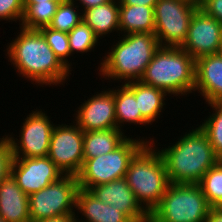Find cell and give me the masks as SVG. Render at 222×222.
<instances>
[{"mask_svg":"<svg viewBox=\"0 0 222 222\" xmlns=\"http://www.w3.org/2000/svg\"><path fill=\"white\" fill-rule=\"evenodd\" d=\"M6 50L11 65L33 85L58 86L69 79L71 70L54 54L38 29L20 26L19 35L12 39Z\"/></svg>","mask_w":222,"mask_h":222,"instance_id":"1","label":"cell"},{"mask_svg":"<svg viewBox=\"0 0 222 222\" xmlns=\"http://www.w3.org/2000/svg\"><path fill=\"white\" fill-rule=\"evenodd\" d=\"M172 145L158 151L164 160L170 183L199 184L219 159L206 133L198 126L189 129Z\"/></svg>","mask_w":222,"mask_h":222,"instance_id":"2","label":"cell"},{"mask_svg":"<svg viewBox=\"0 0 222 222\" xmlns=\"http://www.w3.org/2000/svg\"><path fill=\"white\" fill-rule=\"evenodd\" d=\"M120 38L100 61L98 76L122 84L139 81L160 47L158 40L154 33H131Z\"/></svg>","mask_w":222,"mask_h":222,"instance_id":"3","label":"cell"},{"mask_svg":"<svg viewBox=\"0 0 222 222\" xmlns=\"http://www.w3.org/2000/svg\"><path fill=\"white\" fill-rule=\"evenodd\" d=\"M139 81L169 96H187L195 88V59L181 47L160 46Z\"/></svg>","mask_w":222,"mask_h":222,"instance_id":"4","label":"cell"},{"mask_svg":"<svg viewBox=\"0 0 222 222\" xmlns=\"http://www.w3.org/2000/svg\"><path fill=\"white\" fill-rule=\"evenodd\" d=\"M153 147L152 143H146L135 154L125 176L137 203L148 215L157 207L170 184L161 153Z\"/></svg>","mask_w":222,"mask_h":222,"instance_id":"5","label":"cell"},{"mask_svg":"<svg viewBox=\"0 0 222 222\" xmlns=\"http://www.w3.org/2000/svg\"><path fill=\"white\" fill-rule=\"evenodd\" d=\"M211 209L199 184L170 183L149 222H205Z\"/></svg>","mask_w":222,"mask_h":222,"instance_id":"6","label":"cell"},{"mask_svg":"<svg viewBox=\"0 0 222 222\" xmlns=\"http://www.w3.org/2000/svg\"><path fill=\"white\" fill-rule=\"evenodd\" d=\"M146 143L156 145L153 138L148 141L146 138L127 137L113 151L91 159H84L82 168L76 175L79 188L89 191L97 185L124 178L130 161Z\"/></svg>","mask_w":222,"mask_h":222,"instance_id":"7","label":"cell"},{"mask_svg":"<svg viewBox=\"0 0 222 222\" xmlns=\"http://www.w3.org/2000/svg\"><path fill=\"white\" fill-rule=\"evenodd\" d=\"M77 177L64 175L58 181L29 195L31 222L76 215Z\"/></svg>","mask_w":222,"mask_h":222,"instance_id":"8","label":"cell"},{"mask_svg":"<svg viewBox=\"0 0 222 222\" xmlns=\"http://www.w3.org/2000/svg\"><path fill=\"white\" fill-rule=\"evenodd\" d=\"M198 2L158 0L154 6L155 36L160 46L181 47L187 39Z\"/></svg>","mask_w":222,"mask_h":222,"instance_id":"9","label":"cell"},{"mask_svg":"<svg viewBox=\"0 0 222 222\" xmlns=\"http://www.w3.org/2000/svg\"><path fill=\"white\" fill-rule=\"evenodd\" d=\"M56 124L50 137L48 157L64 175L76 176L84 162V131L74 122Z\"/></svg>","mask_w":222,"mask_h":222,"instance_id":"10","label":"cell"},{"mask_svg":"<svg viewBox=\"0 0 222 222\" xmlns=\"http://www.w3.org/2000/svg\"><path fill=\"white\" fill-rule=\"evenodd\" d=\"M49 116L41 109L32 111L24 119L17 138L6 135L11 142L14 157L32 158L48 155L50 137L54 128Z\"/></svg>","mask_w":222,"mask_h":222,"instance_id":"11","label":"cell"},{"mask_svg":"<svg viewBox=\"0 0 222 222\" xmlns=\"http://www.w3.org/2000/svg\"><path fill=\"white\" fill-rule=\"evenodd\" d=\"M11 175L28 196L58 181L63 172L48 157H14Z\"/></svg>","mask_w":222,"mask_h":222,"instance_id":"12","label":"cell"},{"mask_svg":"<svg viewBox=\"0 0 222 222\" xmlns=\"http://www.w3.org/2000/svg\"><path fill=\"white\" fill-rule=\"evenodd\" d=\"M221 36L222 24L198 8L192 16L187 39L181 48L196 60L219 53Z\"/></svg>","mask_w":222,"mask_h":222,"instance_id":"13","label":"cell"},{"mask_svg":"<svg viewBox=\"0 0 222 222\" xmlns=\"http://www.w3.org/2000/svg\"><path fill=\"white\" fill-rule=\"evenodd\" d=\"M108 90V91H107ZM97 92L79 106L75 123L84 131H99L117 128L114 89Z\"/></svg>","mask_w":222,"mask_h":222,"instance_id":"14","label":"cell"},{"mask_svg":"<svg viewBox=\"0 0 222 222\" xmlns=\"http://www.w3.org/2000/svg\"><path fill=\"white\" fill-rule=\"evenodd\" d=\"M89 192L101 202L122 211L133 222H149V215L137 203L125 177L92 187Z\"/></svg>","mask_w":222,"mask_h":222,"instance_id":"15","label":"cell"},{"mask_svg":"<svg viewBox=\"0 0 222 222\" xmlns=\"http://www.w3.org/2000/svg\"><path fill=\"white\" fill-rule=\"evenodd\" d=\"M196 91L206 104L222 102V56L219 53L195 60L194 93Z\"/></svg>","mask_w":222,"mask_h":222,"instance_id":"16","label":"cell"},{"mask_svg":"<svg viewBox=\"0 0 222 222\" xmlns=\"http://www.w3.org/2000/svg\"><path fill=\"white\" fill-rule=\"evenodd\" d=\"M0 216L6 222H31L29 197L10 175L0 184Z\"/></svg>","mask_w":222,"mask_h":222,"instance_id":"17","label":"cell"},{"mask_svg":"<svg viewBox=\"0 0 222 222\" xmlns=\"http://www.w3.org/2000/svg\"><path fill=\"white\" fill-rule=\"evenodd\" d=\"M76 210L84 216L83 220L76 215V222H133L122 211L101 202L88 190L81 188L78 189L76 196Z\"/></svg>","mask_w":222,"mask_h":222,"instance_id":"18","label":"cell"},{"mask_svg":"<svg viewBox=\"0 0 222 222\" xmlns=\"http://www.w3.org/2000/svg\"><path fill=\"white\" fill-rule=\"evenodd\" d=\"M119 34L155 33L154 6L119 5Z\"/></svg>","mask_w":222,"mask_h":222,"instance_id":"19","label":"cell"},{"mask_svg":"<svg viewBox=\"0 0 222 222\" xmlns=\"http://www.w3.org/2000/svg\"><path fill=\"white\" fill-rule=\"evenodd\" d=\"M82 13V20L93 30L98 39L119 31V0L88 8Z\"/></svg>","mask_w":222,"mask_h":222,"instance_id":"20","label":"cell"},{"mask_svg":"<svg viewBox=\"0 0 222 222\" xmlns=\"http://www.w3.org/2000/svg\"><path fill=\"white\" fill-rule=\"evenodd\" d=\"M135 95L141 115L151 124L160 117L164 109L166 96L164 90L145 85L140 81L125 84Z\"/></svg>","mask_w":222,"mask_h":222,"instance_id":"21","label":"cell"},{"mask_svg":"<svg viewBox=\"0 0 222 222\" xmlns=\"http://www.w3.org/2000/svg\"><path fill=\"white\" fill-rule=\"evenodd\" d=\"M124 134L117 128L84 132V159H91L113 151L127 138Z\"/></svg>","mask_w":222,"mask_h":222,"instance_id":"22","label":"cell"},{"mask_svg":"<svg viewBox=\"0 0 222 222\" xmlns=\"http://www.w3.org/2000/svg\"><path fill=\"white\" fill-rule=\"evenodd\" d=\"M114 102L117 129L120 131H124L121 128L127 123L145 126L146 124L150 125L141 115L134 93L125 84L114 89Z\"/></svg>","mask_w":222,"mask_h":222,"instance_id":"23","label":"cell"},{"mask_svg":"<svg viewBox=\"0 0 222 222\" xmlns=\"http://www.w3.org/2000/svg\"><path fill=\"white\" fill-rule=\"evenodd\" d=\"M23 5L24 15L19 25L27 29L39 30L49 26L59 3L48 1V3H23Z\"/></svg>","mask_w":222,"mask_h":222,"instance_id":"24","label":"cell"},{"mask_svg":"<svg viewBox=\"0 0 222 222\" xmlns=\"http://www.w3.org/2000/svg\"><path fill=\"white\" fill-rule=\"evenodd\" d=\"M212 107L213 113L203 120L199 127L206 133L213 151L219 160H222V102L208 104Z\"/></svg>","mask_w":222,"mask_h":222,"instance_id":"25","label":"cell"},{"mask_svg":"<svg viewBox=\"0 0 222 222\" xmlns=\"http://www.w3.org/2000/svg\"><path fill=\"white\" fill-rule=\"evenodd\" d=\"M212 208H222V160H219L199 182Z\"/></svg>","mask_w":222,"mask_h":222,"instance_id":"26","label":"cell"},{"mask_svg":"<svg viewBox=\"0 0 222 222\" xmlns=\"http://www.w3.org/2000/svg\"><path fill=\"white\" fill-rule=\"evenodd\" d=\"M78 7V3L76 5L72 0L59 3L57 11L48 27L69 33L82 21L83 13H80L82 11H79Z\"/></svg>","mask_w":222,"mask_h":222,"instance_id":"27","label":"cell"},{"mask_svg":"<svg viewBox=\"0 0 222 222\" xmlns=\"http://www.w3.org/2000/svg\"><path fill=\"white\" fill-rule=\"evenodd\" d=\"M68 38L71 56L74 52L83 54L94 51L99 43L93 30L83 20L68 33Z\"/></svg>","mask_w":222,"mask_h":222,"instance_id":"28","label":"cell"},{"mask_svg":"<svg viewBox=\"0 0 222 222\" xmlns=\"http://www.w3.org/2000/svg\"><path fill=\"white\" fill-rule=\"evenodd\" d=\"M39 30L44 36L49 47L53 50L54 54L67 68L71 69L72 71V63L67 59V57L70 58L71 56L68 33L49 27H43Z\"/></svg>","mask_w":222,"mask_h":222,"instance_id":"29","label":"cell"},{"mask_svg":"<svg viewBox=\"0 0 222 222\" xmlns=\"http://www.w3.org/2000/svg\"><path fill=\"white\" fill-rule=\"evenodd\" d=\"M14 155L10 140L3 136L0 138V184L11 175Z\"/></svg>","mask_w":222,"mask_h":222,"instance_id":"30","label":"cell"},{"mask_svg":"<svg viewBox=\"0 0 222 222\" xmlns=\"http://www.w3.org/2000/svg\"><path fill=\"white\" fill-rule=\"evenodd\" d=\"M24 15L23 0H0V21H22Z\"/></svg>","mask_w":222,"mask_h":222,"instance_id":"31","label":"cell"},{"mask_svg":"<svg viewBox=\"0 0 222 222\" xmlns=\"http://www.w3.org/2000/svg\"><path fill=\"white\" fill-rule=\"evenodd\" d=\"M199 8L222 24V0H199Z\"/></svg>","mask_w":222,"mask_h":222,"instance_id":"32","label":"cell"},{"mask_svg":"<svg viewBox=\"0 0 222 222\" xmlns=\"http://www.w3.org/2000/svg\"><path fill=\"white\" fill-rule=\"evenodd\" d=\"M74 3H77V1H80V5L82 6V12L88 8L96 7L99 5L106 4L112 0H72ZM76 1V2H75Z\"/></svg>","mask_w":222,"mask_h":222,"instance_id":"33","label":"cell"},{"mask_svg":"<svg viewBox=\"0 0 222 222\" xmlns=\"http://www.w3.org/2000/svg\"><path fill=\"white\" fill-rule=\"evenodd\" d=\"M158 0H119V5L155 6Z\"/></svg>","mask_w":222,"mask_h":222,"instance_id":"34","label":"cell"},{"mask_svg":"<svg viewBox=\"0 0 222 222\" xmlns=\"http://www.w3.org/2000/svg\"><path fill=\"white\" fill-rule=\"evenodd\" d=\"M205 222H222V208H212Z\"/></svg>","mask_w":222,"mask_h":222,"instance_id":"35","label":"cell"},{"mask_svg":"<svg viewBox=\"0 0 222 222\" xmlns=\"http://www.w3.org/2000/svg\"><path fill=\"white\" fill-rule=\"evenodd\" d=\"M38 222H76V215H68L58 218H52L47 220H41Z\"/></svg>","mask_w":222,"mask_h":222,"instance_id":"36","label":"cell"},{"mask_svg":"<svg viewBox=\"0 0 222 222\" xmlns=\"http://www.w3.org/2000/svg\"><path fill=\"white\" fill-rule=\"evenodd\" d=\"M48 1L63 3V2H66L68 0H23V3H48Z\"/></svg>","mask_w":222,"mask_h":222,"instance_id":"37","label":"cell"},{"mask_svg":"<svg viewBox=\"0 0 222 222\" xmlns=\"http://www.w3.org/2000/svg\"><path fill=\"white\" fill-rule=\"evenodd\" d=\"M219 54L222 56V46L220 47Z\"/></svg>","mask_w":222,"mask_h":222,"instance_id":"38","label":"cell"},{"mask_svg":"<svg viewBox=\"0 0 222 222\" xmlns=\"http://www.w3.org/2000/svg\"><path fill=\"white\" fill-rule=\"evenodd\" d=\"M0 222H6V221L0 216Z\"/></svg>","mask_w":222,"mask_h":222,"instance_id":"39","label":"cell"},{"mask_svg":"<svg viewBox=\"0 0 222 222\" xmlns=\"http://www.w3.org/2000/svg\"><path fill=\"white\" fill-rule=\"evenodd\" d=\"M187 1L199 2V0H187Z\"/></svg>","mask_w":222,"mask_h":222,"instance_id":"40","label":"cell"}]
</instances>
